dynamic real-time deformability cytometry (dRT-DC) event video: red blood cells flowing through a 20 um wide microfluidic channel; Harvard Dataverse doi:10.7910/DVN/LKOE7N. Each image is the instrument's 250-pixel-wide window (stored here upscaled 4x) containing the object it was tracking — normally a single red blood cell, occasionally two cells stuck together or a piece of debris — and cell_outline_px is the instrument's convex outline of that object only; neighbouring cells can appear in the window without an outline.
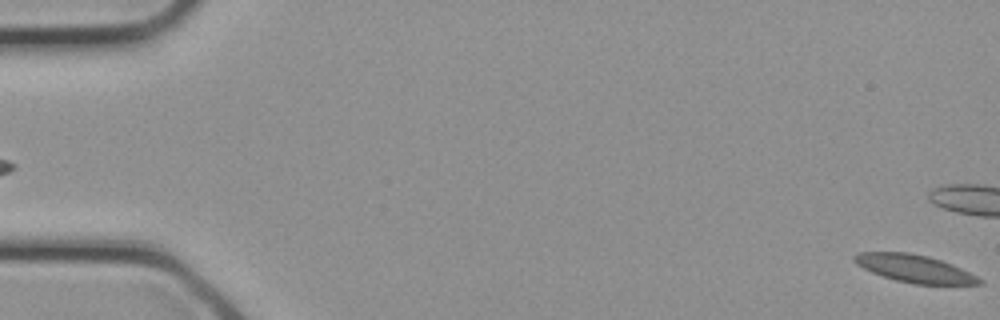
{"species": "common noctule bat (a hibernating species)", "species_latin": "Nyctalus noctula", "temperature_condition": "cold", "stored_images_in_passage": 7, "camera_frame_rate_fps": 3000, "um_per_image_px": 0.085, "animal": {"sex": "female", "body_mass_g": 21.9}, "frame": {"image": 1, "passage_image": 1, "time_ms": 0.0, "image_size_px": [1000, 320], "cell_outline_px": [[984, 284], [912, 284], [896, 280], [872, 272], [856, 264], [852, 260], [852, 256], [856, 252], [908, 252], [928, 256], [952, 264], [984, 280]], "centroid_in_image_um": [77.71, 22.82], "position_along_channel_um": 7.3, "area_um2": 20.06}}